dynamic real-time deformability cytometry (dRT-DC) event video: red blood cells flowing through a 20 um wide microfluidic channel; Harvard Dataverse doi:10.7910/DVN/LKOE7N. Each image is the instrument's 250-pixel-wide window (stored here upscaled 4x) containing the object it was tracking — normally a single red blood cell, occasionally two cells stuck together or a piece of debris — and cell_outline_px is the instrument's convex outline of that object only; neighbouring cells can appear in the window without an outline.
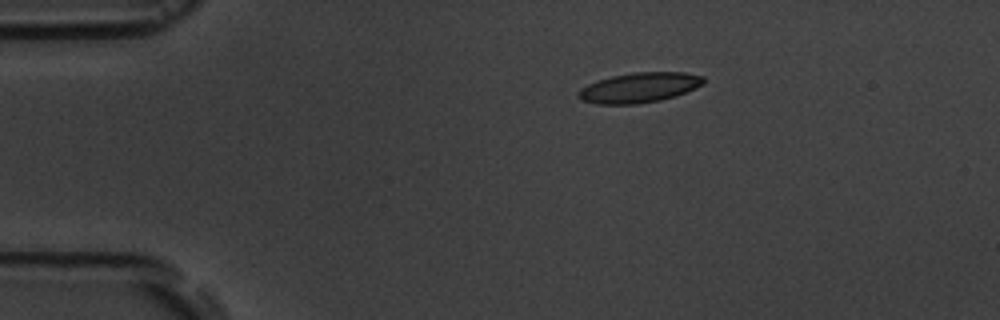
{"species": "common noctule bat (a hibernating species)", "species_latin": "Nyctalus noctula", "temperature_condition": "room temperature", "stored_images_in_passage": 4, "camera_frame_rate_fps": 3000, "um_per_image_px": 0.085, "animal": {"sex": "male", "body_mass_g": 19.5, "forearm_length_mm": 54.6}, "frame": {"image": 1, "passage_image": 1, "time_ms": 0.0, "image_size_px": [1000, 320], "cell_outline_px": [[704, 84], [676, 96], [660, 100], [636, 104], [596, 104], [580, 100], [576, 96], [576, 92], [580, 88], [588, 84], [612, 76], [632, 72], [684, 72], [704, 76]], "centroid_in_image_um": [54.31, 7.45], "position_along_channel_um": 30.7, "area_um2": 22.02}}
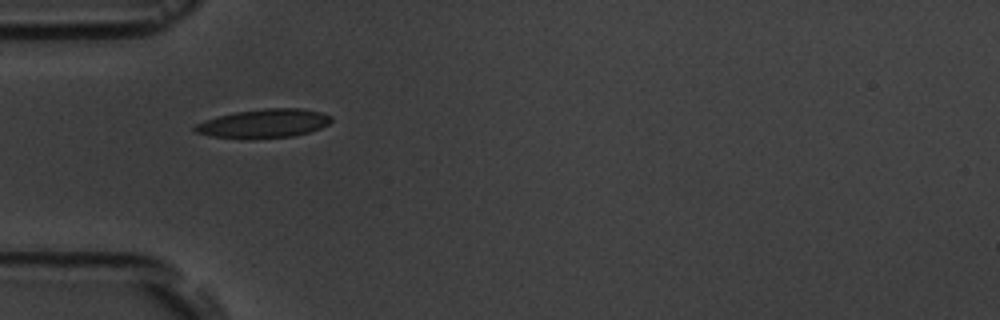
{"frame": {"image": 2, "passage_image": 3, "time_ms": 2.333, "image_size_px": [1000, 320], "cell_outline_px": [[332, 120], [328, 124], [320, 128], [308, 132], [292, 136], [252, 140], [248, 140], [212, 136], [196, 132], [192, 128], [196, 124], [204, 120], [216, 116], [236, 112], [264, 108], [300, 108], [320, 112], [332, 116]], "centroid_in_image_um": [22.4, 10.51], "position_along_channel_um": 62.6, "area_um2": 23.12}}
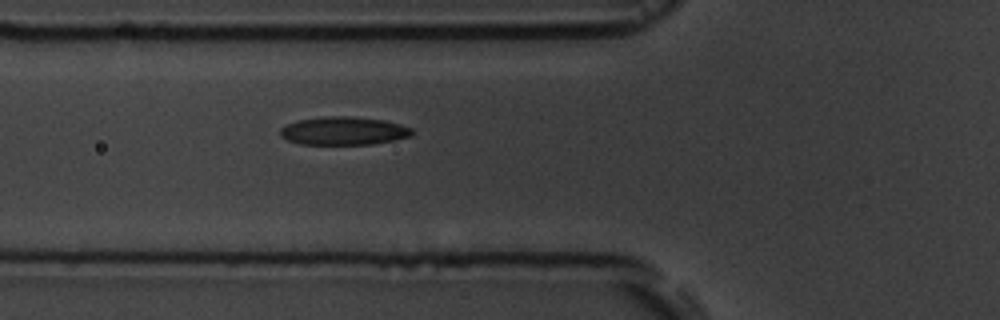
{"frame": {"image": 3, "passage_image": 4, "time_ms": 3.333, "image_size_px": [1000, 320], "cell_outline_px": [[412, 136], [372, 144], [300, 144], [288, 140], [280, 136], [280, 128], [296, 120], [320, 116], [352, 116], [384, 120], [400, 124], [412, 128]], "centroid_in_image_um": [29.18, 11.11], "position_along_channel_um": 96.6, "area_um2": 21.73}}